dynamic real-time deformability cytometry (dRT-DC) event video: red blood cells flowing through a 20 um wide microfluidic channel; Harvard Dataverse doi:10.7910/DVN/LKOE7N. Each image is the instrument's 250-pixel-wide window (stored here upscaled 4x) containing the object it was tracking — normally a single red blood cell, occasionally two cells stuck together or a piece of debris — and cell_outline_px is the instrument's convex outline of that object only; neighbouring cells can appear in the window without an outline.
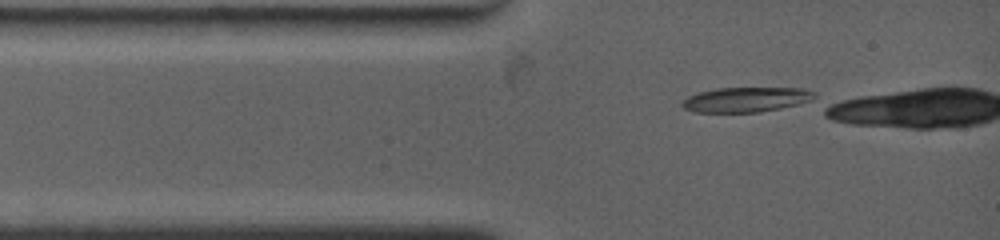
{"species": "common noctule bat (a hibernating species)", "species_latin": "Nyctalus noctula", "temperature_condition": "warm", "stored_images_in_passage": 4, "camera_frame_rate_fps": 4500, "um_per_image_px": 0.085, "animal": {"sex": "female", "body_mass_g": 19.0, "forearm_length_mm": 53.3}, "frame": {"image": 1, "passage_image": 1, "time_ms": 0.0, "image_size_px": [1000, 240], "cell_outline_px": [[816, 100], [780, 108], [760, 112], [692, 112], [684, 108], [680, 104], [688, 96], [700, 92], [716, 88], [804, 88], [816, 92]], "centroid_in_image_um": [63.46, 8.46], "position_along_channel_um": 21.5, "area_um2": 19.31}}